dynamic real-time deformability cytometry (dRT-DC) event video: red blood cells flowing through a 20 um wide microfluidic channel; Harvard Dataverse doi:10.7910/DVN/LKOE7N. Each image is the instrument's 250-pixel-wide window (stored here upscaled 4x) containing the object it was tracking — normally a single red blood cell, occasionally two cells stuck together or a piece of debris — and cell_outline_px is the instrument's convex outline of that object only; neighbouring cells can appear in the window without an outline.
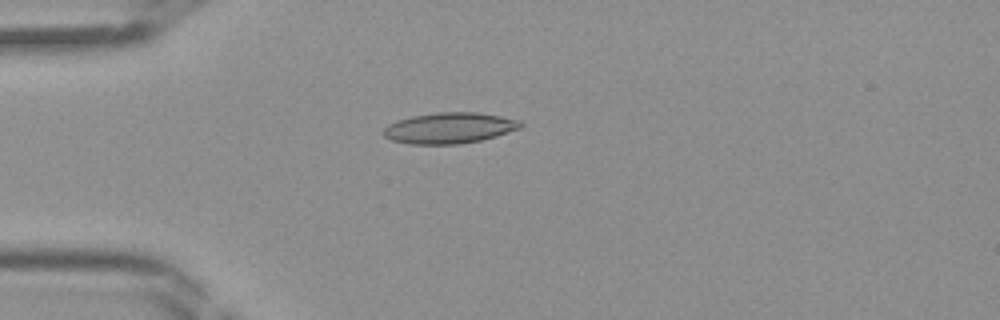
{"species": "Egyptian fruit bat (a non-hibernating species)", "species_latin": "Rousettus aegyptiacus", "temperature_condition": "room temperature", "stored_images_in_passage": 33, "camera_frame_rate_fps": 3000, "um_per_image_px": 0.085, "frame": {"image": 1, "passage_image": 1, "time_ms": 0.0, "image_size_px": [1000, 320], "cell_outline_px": [[524, 124], [520, 128], [496, 136], [480, 140], [460, 144], [408, 144], [392, 140], [384, 136], [380, 132], [388, 124], [396, 120], [412, 116], [440, 112], [476, 112], [500, 116], [520, 120]], "centroid_in_image_um": [38.17, 10.88], "position_along_channel_um": 46.8, "area_um2": 24.74}}
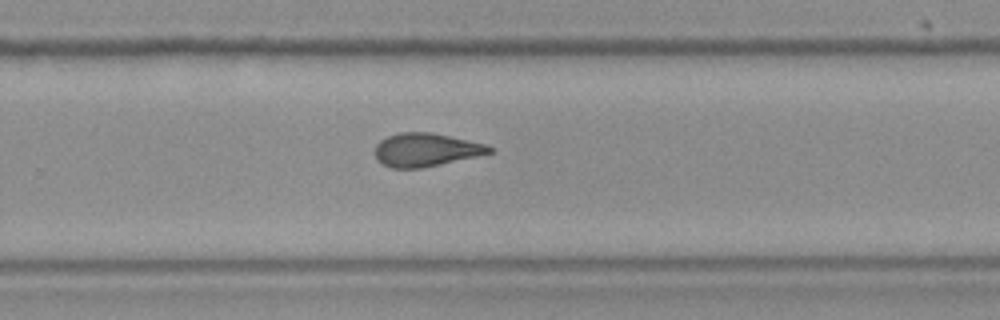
{"frame": {"image": 2, "passage_image": 18, "time_ms": 5.667, "image_size_px": [1000, 320], "cell_outline_px": [[496, 152], [420, 168], [392, 168], [376, 160], [376, 144], [380, 140], [388, 136], [400, 132], [432, 132], [488, 144]], "centroid_in_image_um": [36.23, 12.72], "position_along_channel_um": 293.6, "area_um2": 22.2}}
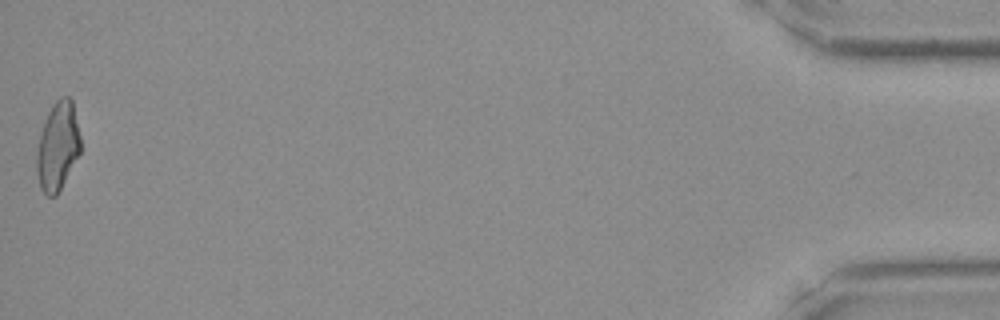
{"frame": {"image": 3, "passage_image": 33, "time_ms": 10.667, "image_size_px": [1000, 320], "cell_outline_px": [[80, 152], [56, 196], [48, 196], [40, 188], [36, 172], [36, 152], [40, 132], [44, 120], [52, 104], [60, 96], [68, 96], [72, 100], [80, 136]], "centroid_in_image_um": [4.88, 12.41], "position_along_channel_um": 430.3, "area_um2": 22.6}}